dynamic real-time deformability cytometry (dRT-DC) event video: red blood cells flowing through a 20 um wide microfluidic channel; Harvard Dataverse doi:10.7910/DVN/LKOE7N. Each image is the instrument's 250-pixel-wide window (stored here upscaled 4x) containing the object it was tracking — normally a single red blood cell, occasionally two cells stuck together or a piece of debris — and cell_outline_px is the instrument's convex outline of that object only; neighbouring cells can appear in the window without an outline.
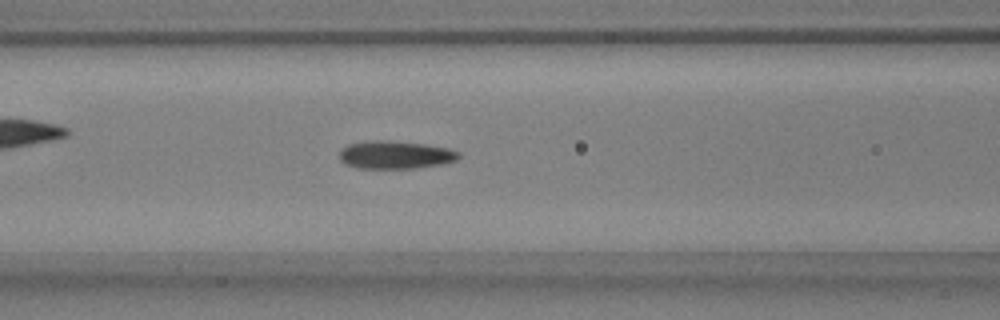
{"species": "common noctule bat (a hibernating species)", "species_latin": "Nyctalus noctula", "temperature_condition": "warm", "stored_images_in_passage": 50, "camera_frame_rate_fps": 3000, "um_per_image_px": 0.085, "animal": {"sex": "male", "body_mass_g": 17.9, "forearm_length_mm": 54.2}, "frame": {"image": 1, "passage_image": 20, "time_ms": 6.333, "image_size_px": [1000, 320], "cell_outline_px": [[460, 156], [456, 160], [444, 164], [416, 168], [356, 168], [344, 164], [340, 160], [340, 152], [348, 144], [368, 140], [388, 140], [424, 144], [448, 148], [460, 152]], "centroid_in_image_um": [33.6, 13.16], "position_along_channel_um": 133.0, "area_um2": 19.54}}
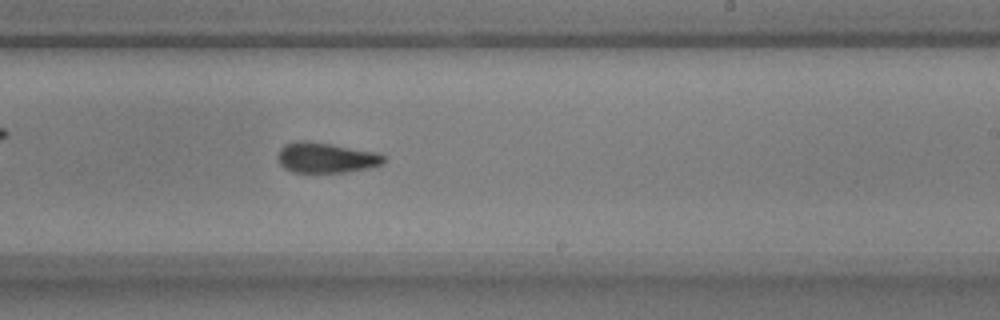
{"frame": {"image": 2, "passage_image": 30, "time_ms": 9.667, "image_size_px": [1000, 320], "cell_outline_px": [[384, 164], [368, 168], [344, 172], [292, 172], [284, 168], [280, 164], [276, 156], [280, 148], [284, 144], [304, 140], [332, 144], [380, 152], [384, 156]], "centroid_in_image_um": [27.71, 13.4], "position_along_channel_um": 261.3, "area_um2": 18.9}}
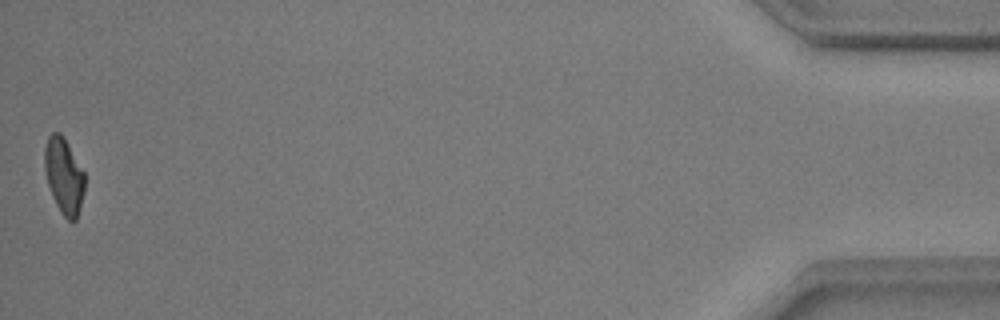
{"frame": {"image": 3, "passage_image": 50, "time_ms": 16.333, "image_size_px": [1000, 320], "cell_outline_px": [[84, 192], [80, 208], [76, 220], [68, 220], [64, 216], [56, 204], [52, 196], [48, 184], [44, 168], [44, 148], [48, 136], [52, 132], [60, 132], [84, 172]], "centroid_in_image_um": [5.42, 14.94], "position_along_channel_um": 429.8, "area_um2": 17.51}, "authors_computed_cell_mechanics": {"area_um2": 18.8717, "velocity_mm_per_s": 3.8547, "shape_relaxation_time_tau1_ms": 7.0749, "shape_relaxation_time_tau2_ms": 2.7815, "deformation_change_tau1": 0.1892, "deformation_change_tau2": 0.0984}}